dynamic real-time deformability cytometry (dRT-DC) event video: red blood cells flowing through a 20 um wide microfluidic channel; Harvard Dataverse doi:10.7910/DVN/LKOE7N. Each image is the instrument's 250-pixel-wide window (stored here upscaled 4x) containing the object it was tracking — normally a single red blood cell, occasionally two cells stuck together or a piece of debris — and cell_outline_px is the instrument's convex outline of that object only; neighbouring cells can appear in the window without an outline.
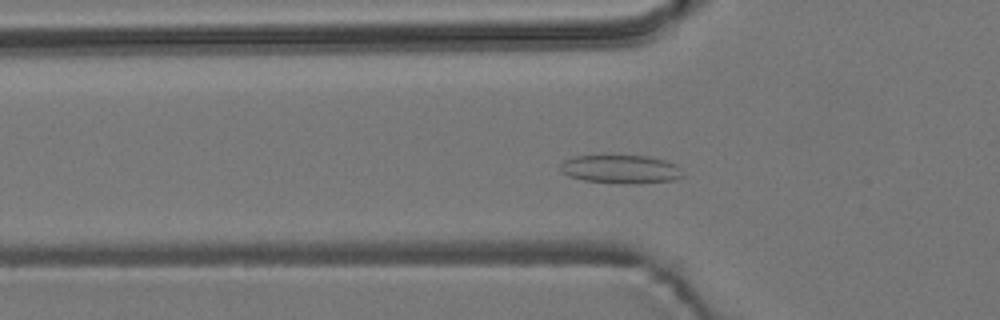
{"species": "common noctule bat (a hibernating species)", "species_latin": "Nyctalus noctula", "temperature_condition": "room temperature", "stored_images_in_passage": 55, "camera_frame_rate_fps": 3000, "um_per_image_px": 0.085, "animal": {"sex": "male", "body_mass_g": 19.2, "forearm_length_mm": 51.8}, "frame": {"image": 1, "passage_image": 17, "time_ms": 5.333, "image_size_px": [1000, 320], "cell_outline_px": [[684, 176], [672, 180], [636, 184], [584, 180], [568, 176], [560, 168], [560, 164], [564, 160], [572, 156], [648, 156], [664, 160], [676, 164]], "centroid_in_image_um": [52.76, 14.38], "position_along_channel_um": 73.0, "area_um2": 20.06}}
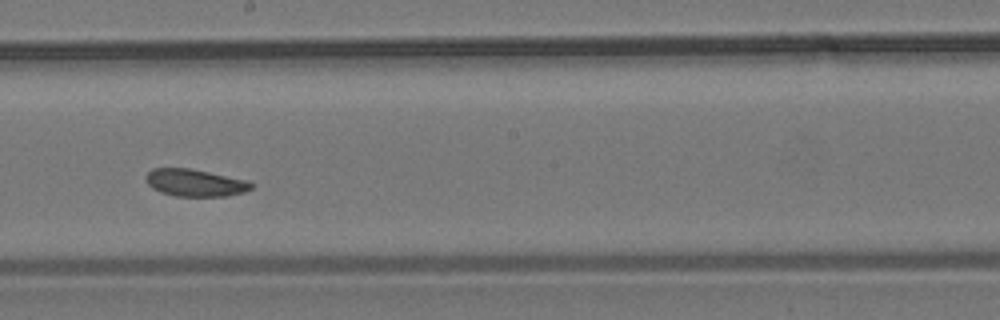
{"frame": {"image": 2, "passage_image": 30, "time_ms": 9.667, "image_size_px": [1000, 320], "cell_outline_px": [[252, 188], [244, 192], [228, 196], [176, 196], [160, 192], [152, 188], [148, 184], [144, 176], [152, 168], [188, 168], [248, 180], [252, 184]], "centroid_in_image_um": [16.56, 15.53], "position_along_channel_um": 231.6, "area_um2": 16.7}}
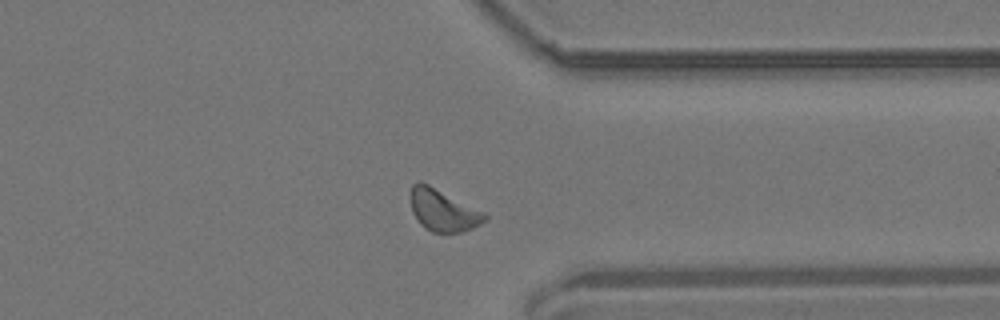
{"frame": {"image": 3, "passage_image": 42, "time_ms": 13.667, "image_size_px": [1000, 320], "cell_outline_px": [[488, 216], [480, 224], [472, 228], [460, 232], [432, 232], [420, 224], [412, 212], [408, 196], [412, 184], [416, 180], [420, 180], [484, 212]], "centroid_in_image_um": [37.58, 17.84], "position_along_channel_um": 373.8, "area_um2": 18.15}, "authors_computed_cell_mechanics": {"area_um2": 17.5712, "velocity_mm_per_s": 3.653, "shape_relaxation_time_tau1_ms": null, "shape_relaxation_time_tau2_ms": 3.2268, "deformation_change_tau1": null, "deformation_change_tau2": 0.0947}}